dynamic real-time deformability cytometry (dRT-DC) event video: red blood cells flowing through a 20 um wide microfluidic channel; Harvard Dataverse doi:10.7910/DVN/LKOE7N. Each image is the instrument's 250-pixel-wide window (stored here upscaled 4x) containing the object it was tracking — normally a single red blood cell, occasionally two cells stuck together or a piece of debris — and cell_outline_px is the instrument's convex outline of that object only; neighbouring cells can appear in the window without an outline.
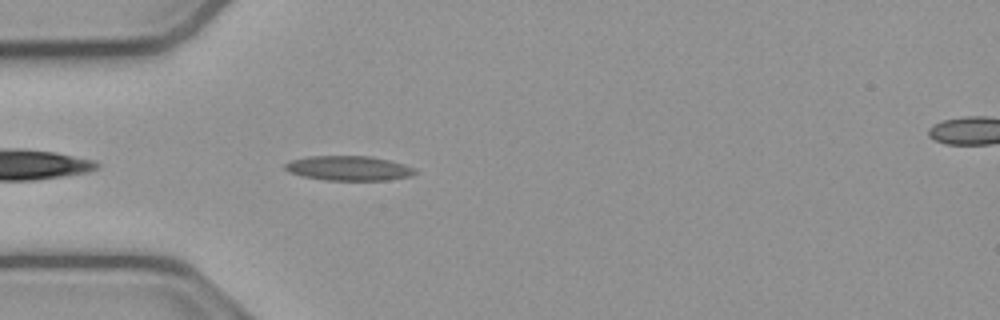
{"species": "common noctule bat (a hibernating species)", "species_latin": "Nyctalus noctula", "temperature_condition": "cold", "stored_images_in_passage": 37, "camera_frame_rate_fps": 3000, "um_per_image_px": 0.085, "animal": {"sex": "male", "body_mass_g": 23.1, "forearm_length_mm": 52.7}, "frame": {"image": 1, "passage_image": 3, "time_ms": 0.667, "image_size_px": [1000, 320], "cell_outline_px": [[416, 172], [412, 176], [388, 180], [324, 180], [304, 176], [288, 172], [284, 168], [284, 164], [292, 160], [308, 156], [372, 156], [404, 164], [416, 168]], "centroid_in_image_um": [29.66, 14.3], "position_along_channel_um": 55.3, "area_um2": 18.73}}
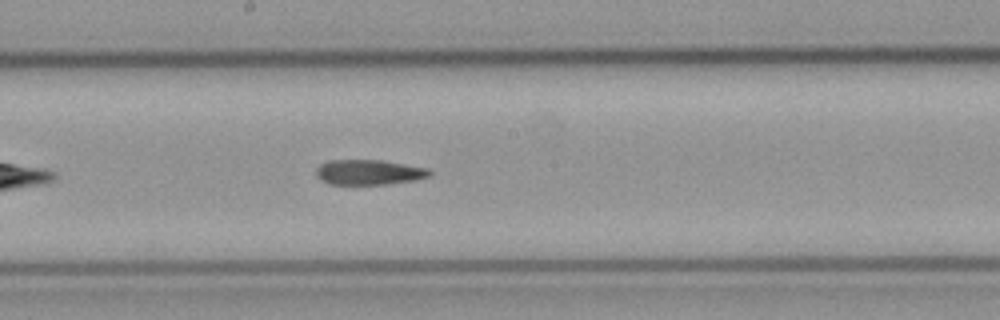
{"frame": {"image": 2, "passage_image": 16, "time_ms": 5.0, "image_size_px": [1000, 320], "cell_outline_px": [[432, 172], [428, 176], [416, 180], [388, 184], [328, 184], [320, 180], [316, 176], [316, 168], [320, 164], [332, 160], [380, 160], [428, 168]], "centroid_in_image_um": [31.33, 14.64], "position_along_channel_um": 216.9, "area_um2": 16.59}}
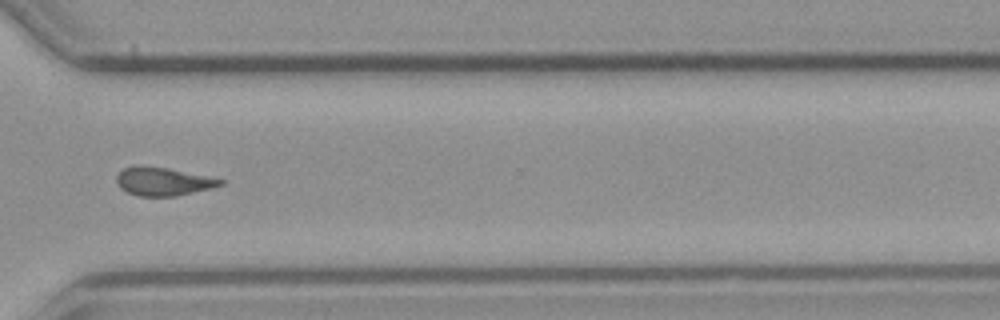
{"frame": {"image": 3, "passage_image": 27, "time_ms": 8.667, "image_size_px": [1000, 320], "cell_outline_px": [[224, 184], [212, 188], [176, 196], [136, 196], [120, 188], [116, 184], [116, 176], [124, 168], [136, 164], [140, 164], [168, 168], [208, 176], [224, 180]], "centroid_in_image_um": [13.83, 15.41], "position_along_channel_um": 356.8, "area_um2": 17.34}, "authors_computed_cell_mechanics": {"area_um2": 17.2822, "velocity_mm_per_s": 3.8226, "shape_relaxation_time_tau1_ms": null, "shape_relaxation_time_tau2_ms": 5.8485, "deformation_change_tau1": null, "deformation_change_tau2": 0.1567}}